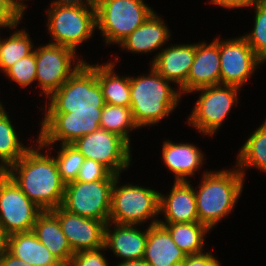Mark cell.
Returning <instances> with one entry per match:
<instances>
[{
    "label": "cell",
    "mask_w": 266,
    "mask_h": 266,
    "mask_svg": "<svg viewBox=\"0 0 266 266\" xmlns=\"http://www.w3.org/2000/svg\"><path fill=\"white\" fill-rule=\"evenodd\" d=\"M47 100L46 113L102 114L105 101L97 81V64L85 61Z\"/></svg>",
    "instance_id": "obj_4"
},
{
    "label": "cell",
    "mask_w": 266,
    "mask_h": 266,
    "mask_svg": "<svg viewBox=\"0 0 266 266\" xmlns=\"http://www.w3.org/2000/svg\"><path fill=\"white\" fill-rule=\"evenodd\" d=\"M10 35L9 38L2 39L0 45V71L3 73L34 51L30 35L25 29L16 30Z\"/></svg>",
    "instance_id": "obj_29"
},
{
    "label": "cell",
    "mask_w": 266,
    "mask_h": 266,
    "mask_svg": "<svg viewBox=\"0 0 266 266\" xmlns=\"http://www.w3.org/2000/svg\"><path fill=\"white\" fill-rule=\"evenodd\" d=\"M101 114L45 113L38 141L43 148L60 144H72L77 138L91 134L100 128Z\"/></svg>",
    "instance_id": "obj_14"
},
{
    "label": "cell",
    "mask_w": 266,
    "mask_h": 266,
    "mask_svg": "<svg viewBox=\"0 0 266 266\" xmlns=\"http://www.w3.org/2000/svg\"><path fill=\"white\" fill-rule=\"evenodd\" d=\"M34 52L36 81L43 91L39 94H44L47 98L85 63V60L77 59V52L67 46L48 43L34 49Z\"/></svg>",
    "instance_id": "obj_9"
},
{
    "label": "cell",
    "mask_w": 266,
    "mask_h": 266,
    "mask_svg": "<svg viewBox=\"0 0 266 266\" xmlns=\"http://www.w3.org/2000/svg\"><path fill=\"white\" fill-rule=\"evenodd\" d=\"M172 236L176 245L186 254L203 252L206 234L210 229L200 222L190 223H160Z\"/></svg>",
    "instance_id": "obj_26"
},
{
    "label": "cell",
    "mask_w": 266,
    "mask_h": 266,
    "mask_svg": "<svg viewBox=\"0 0 266 266\" xmlns=\"http://www.w3.org/2000/svg\"><path fill=\"white\" fill-rule=\"evenodd\" d=\"M74 253L96 250L104 246L106 223L72 214L61 206L51 210Z\"/></svg>",
    "instance_id": "obj_15"
},
{
    "label": "cell",
    "mask_w": 266,
    "mask_h": 266,
    "mask_svg": "<svg viewBox=\"0 0 266 266\" xmlns=\"http://www.w3.org/2000/svg\"><path fill=\"white\" fill-rule=\"evenodd\" d=\"M196 44H174L163 47L154 56L151 66L164 78L175 83L186 94V80L194 57Z\"/></svg>",
    "instance_id": "obj_16"
},
{
    "label": "cell",
    "mask_w": 266,
    "mask_h": 266,
    "mask_svg": "<svg viewBox=\"0 0 266 266\" xmlns=\"http://www.w3.org/2000/svg\"><path fill=\"white\" fill-rule=\"evenodd\" d=\"M168 25L154 11L149 18L118 45L131 53H151L160 49L171 36Z\"/></svg>",
    "instance_id": "obj_21"
},
{
    "label": "cell",
    "mask_w": 266,
    "mask_h": 266,
    "mask_svg": "<svg viewBox=\"0 0 266 266\" xmlns=\"http://www.w3.org/2000/svg\"><path fill=\"white\" fill-rule=\"evenodd\" d=\"M112 226L114 230L111 231ZM146 244L147 229L142 231L137 225L106 224L104 247L122 261L143 259Z\"/></svg>",
    "instance_id": "obj_19"
},
{
    "label": "cell",
    "mask_w": 266,
    "mask_h": 266,
    "mask_svg": "<svg viewBox=\"0 0 266 266\" xmlns=\"http://www.w3.org/2000/svg\"><path fill=\"white\" fill-rule=\"evenodd\" d=\"M120 176L116 177L112 187L109 222L138 227L149 219V225L158 223L160 192L139 185L120 186Z\"/></svg>",
    "instance_id": "obj_5"
},
{
    "label": "cell",
    "mask_w": 266,
    "mask_h": 266,
    "mask_svg": "<svg viewBox=\"0 0 266 266\" xmlns=\"http://www.w3.org/2000/svg\"><path fill=\"white\" fill-rule=\"evenodd\" d=\"M43 212L6 173H0V225L10 235L32 231Z\"/></svg>",
    "instance_id": "obj_12"
},
{
    "label": "cell",
    "mask_w": 266,
    "mask_h": 266,
    "mask_svg": "<svg viewBox=\"0 0 266 266\" xmlns=\"http://www.w3.org/2000/svg\"><path fill=\"white\" fill-rule=\"evenodd\" d=\"M3 109H5V107H3L2 102H0V112H1Z\"/></svg>",
    "instance_id": "obj_44"
},
{
    "label": "cell",
    "mask_w": 266,
    "mask_h": 266,
    "mask_svg": "<svg viewBox=\"0 0 266 266\" xmlns=\"http://www.w3.org/2000/svg\"><path fill=\"white\" fill-rule=\"evenodd\" d=\"M47 10L48 32L52 44L77 49L84 41L90 40L96 29V7L81 5L51 4Z\"/></svg>",
    "instance_id": "obj_7"
},
{
    "label": "cell",
    "mask_w": 266,
    "mask_h": 266,
    "mask_svg": "<svg viewBox=\"0 0 266 266\" xmlns=\"http://www.w3.org/2000/svg\"><path fill=\"white\" fill-rule=\"evenodd\" d=\"M9 234L0 225V258L8 251Z\"/></svg>",
    "instance_id": "obj_41"
},
{
    "label": "cell",
    "mask_w": 266,
    "mask_h": 266,
    "mask_svg": "<svg viewBox=\"0 0 266 266\" xmlns=\"http://www.w3.org/2000/svg\"><path fill=\"white\" fill-rule=\"evenodd\" d=\"M27 5L23 0H0V24L18 25Z\"/></svg>",
    "instance_id": "obj_35"
},
{
    "label": "cell",
    "mask_w": 266,
    "mask_h": 266,
    "mask_svg": "<svg viewBox=\"0 0 266 266\" xmlns=\"http://www.w3.org/2000/svg\"><path fill=\"white\" fill-rule=\"evenodd\" d=\"M170 83L152 66L150 73L130 77V109L139 129L160 123L179 105L181 91Z\"/></svg>",
    "instance_id": "obj_2"
},
{
    "label": "cell",
    "mask_w": 266,
    "mask_h": 266,
    "mask_svg": "<svg viewBox=\"0 0 266 266\" xmlns=\"http://www.w3.org/2000/svg\"><path fill=\"white\" fill-rule=\"evenodd\" d=\"M185 257L164 225L156 223L147 227L143 259L149 266H180Z\"/></svg>",
    "instance_id": "obj_20"
},
{
    "label": "cell",
    "mask_w": 266,
    "mask_h": 266,
    "mask_svg": "<svg viewBox=\"0 0 266 266\" xmlns=\"http://www.w3.org/2000/svg\"><path fill=\"white\" fill-rule=\"evenodd\" d=\"M18 25H5V24H0V28L4 29V28H10V29H14L16 28ZM2 39L0 37V45H1Z\"/></svg>",
    "instance_id": "obj_43"
},
{
    "label": "cell",
    "mask_w": 266,
    "mask_h": 266,
    "mask_svg": "<svg viewBox=\"0 0 266 266\" xmlns=\"http://www.w3.org/2000/svg\"><path fill=\"white\" fill-rule=\"evenodd\" d=\"M219 38L211 43H196V54L186 80V94L220 84Z\"/></svg>",
    "instance_id": "obj_17"
},
{
    "label": "cell",
    "mask_w": 266,
    "mask_h": 266,
    "mask_svg": "<svg viewBox=\"0 0 266 266\" xmlns=\"http://www.w3.org/2000/svg\"><path fill=\"white\" fill-rule=\"evenodd\" d=\"M8 252L33 266H64L33 231L10 234Z\"/></svg>",
    "instance_id": "obj_24"
},
{
    "label": "cell",
    "mask_w": 266,
    "mask_h": 266,
    "mask_svg": "<svg viewBox=\"0 0 266 266\" xmlns=\"http://www.w3.org/2000/svg\"><path fill=\"white\" fill-rule=\"evenodd\" d=\"M85 159H92L120 175L131 165V145L121 136L97 129L91 134L77 138L73 143Z\"/></svg>",
    "instance_id": "obj_11"
},
{
    "label": "cell",
    "mask_w": 266,
    "mask_h": 266,
    "mask_svg": "<svg viewBox=\"0 0 266 266\" xmlns=\"http://www.w3.org/2000/svg\"><path fill=\"white\" fill-rule=\"evenodd\" d=\"M117 176L103 164L92 159H85L76 181L93 182L97 180H115Z\"/></svg>",
    "instance_id": "obj_34"
},
{
    "label": "cell",
    "mask_w": 266,
    "mask_h": 266,
    "mask_svg": "<svg viewBox=\"0 0 266 266\" xmlns=\"http://www.w3.org/2000/svg\"><path fill=\"white\" fill-rule=\"evenodd\" d=\"M220 84L239 88L255 73L264 62L255 54L243 36L219 39Z\"/></svg>",
    "instance_id": "obj_13"
},
{
    "label": "cell",
    "mask_w": 266,
    "mask_h": 266,
    "mask_svg": "<svg viewBox=\"0 0 266 266\" xmlns=\"http://www.w3.org/2000/svg\"><path fill=\"white\" fill-rule=\"evenodd\" d=\"M240 88L232 85H213L192 92H201L187 120L201 134L212 136L217 133L224 120L238 104Z\"/></svg>",
    "instance_id": "obj_8"
},
{
    "label": "cell",
    "mask_w": 266,
    "mask_h": 266,
    "mask_svg": "<svg viewBox=\"0 0 266 266\" xmlns=\"http://www.w3.org/2000/svg\"><path fill=\"white\" fill-rule=\"evenodd\" d=\"M101 251H106L104 246L96 250L74 253L68 266H109Z\"/></svg>",
    "instance_id": "obj_36"
},
{
    "label": "cell",
    "mask_w": 266,
    "mask_h": 266,
    "mask_svg": "<svg viewBox=\"0 0 266 266\" xmlns=\"http://www.w3.org/2000/svg\"><path fill=\"white\" fill-rule=\"evenodd\" d=\"M0 266H33L25 263L23 260L16 258L8 251L0 258Z\"/></svg>",
    "instance_id": "obj_39"
},
{
    "label": "cell",
    "mask_w": 266,
    "mask_h": 266,
    "mask_svg": "<svg viewBox=\"0 0 266 266\" xmlns=\"http://www.w3.org/2000/svg\"><path fill=\"white\" fill-rule=\"evenodd\" d=\"M162 159L165 166L174 173L175 182L188 181V177L195 175L204 162L202 151L190 143H174L164 141ZM188 178V179H187Z\"/></svg>",
    "instance_id": "obj_22"
},
{
    "label": "cell",
    "mask_w": 266,
    "mask_h": 266,
    "mask_svg": "<svg viewBox=\"0 0 266 266\" xmlns=\"http://www.w3.org/2000/svg\"><path fill=\"white\" fill-rule=\"evenodd\" d=\"M153 12L144 0H97L96 29L106 44H119Z\"/></svg>",
    "instance_id": "obj_6"
},
{
    "label": "cell",
    "mask_w": 266,
    "mask_h": 266,
    "mask_svg": "<svg viewBox=\"0 0 266 266\" xmlns=\"http://www.w3.org/2000/svg\"><path fill=\"white\" fill-rule=\"evenodd\" d=\"M31 147L19 140L6 110L0 112V173L16 163Z\"/></svg>",
    "instance_id": "obj_28"
},
{
    "label": "cell",
    "mask_w": 266,
    "mask_h": 266,
    "mask_svg": "<svg viewBox=\"0 0 266 266\" xmlns=\"http://www.w3.org/2000/svg\"><path fill=\"white\" fill-rule=\"evenodd\" d=\"M100 128L121 136L130 144L129 132L138 129V126L133 119L130 107L105 103Z\"/></svg>",
    "instance_id": "obj_30"
},
{
    "label": "cell",
    "mask_w": 266,
    "mask_h": 266,
    "mask_svg": "<svg viewBox=\"0 0 266 266\" xmlns=\"http://www.w3.org/2000/svg\"><path fill=\"white\" fill-rule=\"evenodd\" d=\"M115 62L98 65L97 81L101 87L104 101L110 105L130 107V76H118L114 71Z\"/></svg>",
    "instance_id": "obj_25"
},
{
    "label": "cell",
    "mask_w": 266,
    "mask_h": 266,
    "mask_svg": "<svg viewBox=\"0 0 266 266\" xmlns=\"http://www.w3.org/2000/svg\"><path fill=\"white\" fill-rule=\"evenodd\" d=\"M159 214L164 219L158 223L199 222L196 195L190 181L175 182L168 195L160 193Z\"/></svg>",
    "instance_id": "obj_18"
},
{
    "label": "cell",
    "mask_w": 266,
    "mask_h": 266,
    "mask_svg": "<svg viewBox=\"0 0 266 266\" xmlns=\"http://www.w3.org/2000/svg\"><path fill=\"white\" fill-rule=\"evenodd\" d=\"M4 74L13 82L23 88H27L36 81V58L33 51L30 55L19 59Z\"/></svg>",
    "instance_id": "obj_33"
},
{
    "label": "cell",
    "mask_w": 266,
    "mask_h": 266,
    "mask_svg": "<svg viewBox=\"0 0 266 266\" xmlns=\"http://www.w3.org/2000/svg\"><path fill=\"white\" fill-rule=\"evenodd\" d=\"M115 180L72 181L65 184L61 207L72 214L109 222Z\"/></svg>",
    "instance_id": "obj_10"
},
{
    "label": "cell",
    "mask_w": 266,
    "mask_h": 266,
    "mask_svg": "<svg viewBox=\"0 0 266 266\" xmlns=\"http://www.w3.org/2000/svg\"><path fill=\"white\" fill-rule=\"evenodd\" d=\"M259 0H211L210 2L216 6L225 9L248 8Z\"/></svg>",
    "instance_id": "obj_38"
},
{
    "label": "cell",
    "mask_w": 266,
    "mask_h": 266,
    "mask_svg": "<svg viewBox=\"0 0 266 266\" xmlns=\"http://www.w3.org/2000/svg\"><path fill=\"white\" fill-rule=\"evenodd\" d=\"M115 266H149V265L144 259H139V260L121 261Z\"/></svg>",
    "instance_id": "obj_42"
},
{
    "label": "cell",
    "mask_w": 266,
    "mask_h": 266,
    "mask_svg": "<svg viewBox=\"0 0 266 266\" xmlns=\"http://www.w3.org/2000/svg\"><path fill=\"white\" fill-rule=\"evenodd\" d=\"M97 0H53L52 4L56 5H81V6H87V7H96Z\"/></svg>",
    "instance_id": "obj_40"
},
{
    "label": "cell",
    "mask_w": 266,
    "mask_h": 266,
    "mask_svg": "<svg viewBox=\"0 0 266 266\" xmlns=\"http://www.w3.org/2000/svg\"><path fill=\"white\" fill-rule=\"evenodd\" d=\"M180 266H221L217 258L209 252L186 255Z\"/></svg>",
    "instance_id": "obj_37"
},
{
    "label": "cell",
    "mask_w": 266,
    "mask_h": 266,
    "mask_svg": "<svg viewBox=\"0 0 266 266\" xmlns=\"http://www.w3.org/2000/svg\"><path fill=\"white\" fill-rule=\"evenodd\" d=\"M38 240L64 265L68 266L74 252L64 235L58 218L51 211H43L33 230Z\"/></svg>",
    "instance_id": "obj_23"
},
{
    "label": "cell",
    "mask_w": 266,
    "mask_h": 266,
    "mask_svg": "<svg viewBox=\"0 0 266 266\" xmlns=\"http://www.w3.org/2000/svg\"><path fill=\"white\" fill-rule=\"evenodd\" d=\"M235 168L204 171L199 190L194 189L199 222L210 230L233 211L241 196L245 179Z\"/></svg>",
    "instance_id": "obj_3"
},
{
    "label": "cell",
    "mask_w": 266,
    "mask_h": 266,
    "mask_svg": "<svg viewBox=\"0 0 266 266\" xmlns=\"http://www.w3.org/2000/svg\"><path fill=\"white\" fill-rule=\"evenodd\" d=\"M250 7L255 9L254 26L250 33L242 36L255 54L266 63V0H259Z\"/></svg>",
    "instance_id": "obj_31"
},
{
    "label": "cell",
    "mask_w": 266,
    "mask_h": 266,
    "mask_svg": "<svg viewBox=\"0 0 266 266\" xmlns=\"http://www.w3.org/2000/svg\"><path fill=\"white\" fill-rule=\"evenodd\" d=\"M238 152L239 155L235 165L244 178L247 168L255 167L260 171L266 172V119L265 122L248 137Z\"/></svg>",
    "instance_id": "obj_27"
},
{
    "label": "cell",
    "mask_w": 266,
    "mask_h": 266,
    "mask_svg": "<svg viewBox=\"0 0 266 266\" xmlns=\"http://www.w3.org/2000/svg\"><path fill=\"white\" fill-rule=\"evenodd\" d=\"M56 160L60 177L67 184L76 181L80 168L85 160L80 151L72 144H61Z\"/></svg>",
    "instance_id": "obj_32"
},
{
    "label": "cell",
    "mask_w": 266,
    "mask_h": 266,
    "mask_svg": "<svg viewBox=\"0 0 266 266\" xmlns=\"http://www.w3.org/2000/svg\"><path fill=\"white\" fill-rule=\"evenodd\" d=\"M36 142V148L31 147L5 172L41 210L51 211L61 206L65 183L54 157L43 154L42 144Z\"/></svg>",
    "instance_id": "obj_1"
}]
</instances>
